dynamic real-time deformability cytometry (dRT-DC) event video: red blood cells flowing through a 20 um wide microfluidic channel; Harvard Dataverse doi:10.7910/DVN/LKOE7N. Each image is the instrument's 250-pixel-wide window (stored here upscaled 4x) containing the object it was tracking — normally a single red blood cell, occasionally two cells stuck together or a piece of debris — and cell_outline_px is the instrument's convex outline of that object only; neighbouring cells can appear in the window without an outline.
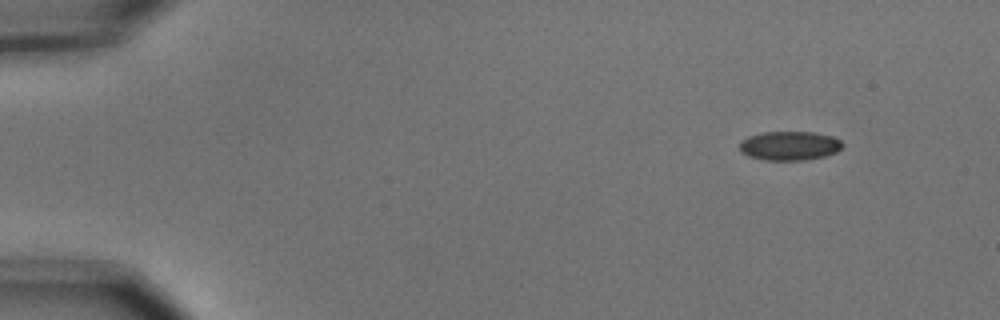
{"species": "common noctule bat (a hibernating species)", "species_latin": "Nyctalus noctula", "temperature_condition": "cold", "stored_images_in_passage": 4, "camera_frame_rate_fps": 3000, "um_per_image_px": 0.085, "animal": {"sex": "male", "body_mass_g": 15.6}, "frame": {"image": 1, "passage_image": 1, "time_ms": 0.0, "image_size_px": [1000, 320], "cell_outline_px": [[844, 144], [836, 152], [824, 156], [804, 160], [764, 160], [748, 156], [740, 152], [740, 140], [748, 136], [760, 132], [812, 132], [832, 136], [840, 140]], "centroid_in_image_um": [67.07, 12.38], "position_along_channel_um": 17.9, "area_um2": 17.51}}
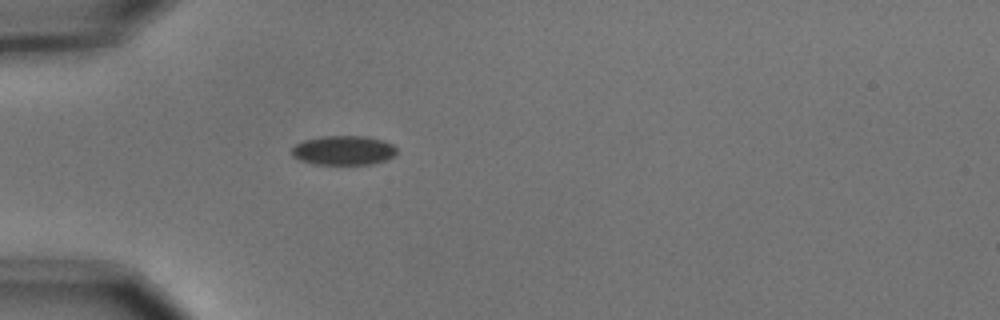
{"frame": {"image": 2, "passage_image": 4, "time_ms": 1.0, "image_size_px": [1000, 320], "cell_outline_px": [[396, 152], [392, 156], [384, 160], [372, 164], [312, 164], [300, 160], [292, 156], [292, 148], [296, 144], [304, 140], [324, 136], [364, 136], [384, 140], [392, 144], [396, 148]], "centroid_in_image_um": [29.18, 12.78], "position_along_channel_um": 55.8, "area_um2": 17.86}}